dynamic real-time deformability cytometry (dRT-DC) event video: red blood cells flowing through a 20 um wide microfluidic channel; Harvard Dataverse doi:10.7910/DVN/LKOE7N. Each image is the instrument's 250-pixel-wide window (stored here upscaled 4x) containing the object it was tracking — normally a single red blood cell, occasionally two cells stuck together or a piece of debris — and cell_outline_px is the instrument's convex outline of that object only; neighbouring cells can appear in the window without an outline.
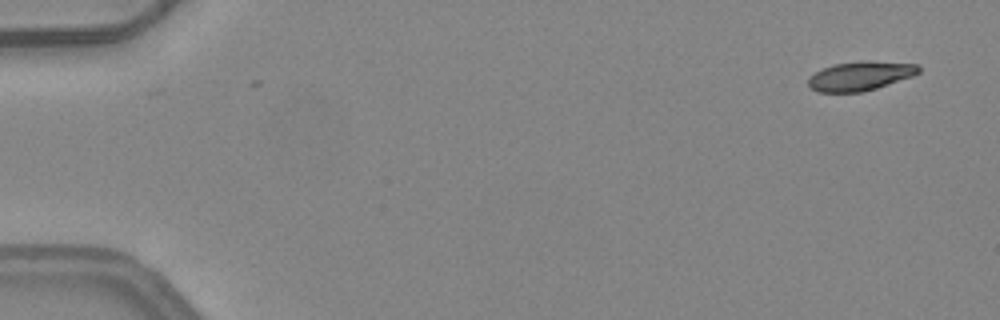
{"species": "common noctule bat (a hibernating species)", "species_latin": "Nyctalus noctula", "temperature_condition": "warm", "stored_images_in_passage": 2, "camera_frame_rate_fps": 3000, "um_per_image_px": 0.085, "animal": {"sex": "female", "body_mass_g": 24.6, "forearm_length_mm": 56.2}, "frame": {"image": 1, "passage_image": 2, "time_ms": 0.333, "image_size_px": [1000, 320], "cell_outline_px": [[920, 72], [912, 76], [876, 88], [860, 92], [820, 92], [812, 88], [808, 84], [808, 76], [832, 64], [864, 60], [868, 60], [920, 64]], "centroid_in_image_um": [73.14, 6.43], "position_along_channel_um": 11.9, "area_um2": 18.79}}